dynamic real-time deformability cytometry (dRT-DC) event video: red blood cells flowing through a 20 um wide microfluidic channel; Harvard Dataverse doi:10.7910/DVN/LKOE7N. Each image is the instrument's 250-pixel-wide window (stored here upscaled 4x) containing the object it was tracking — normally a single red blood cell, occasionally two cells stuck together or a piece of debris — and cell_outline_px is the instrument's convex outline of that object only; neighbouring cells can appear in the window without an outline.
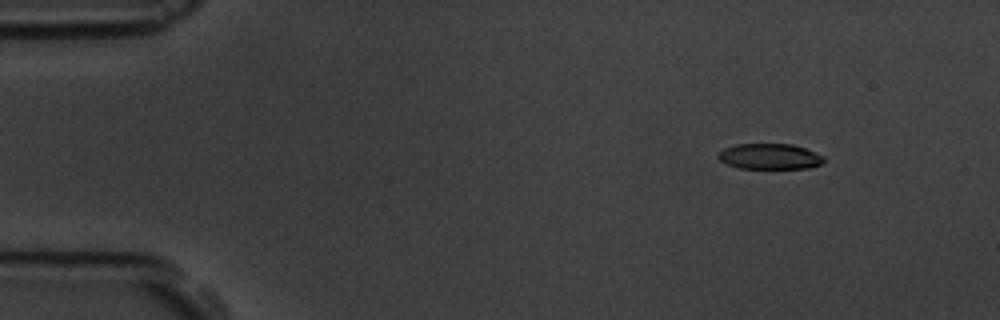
{"species": "common noctule bat (a hibernating species)", "species_latin": "Nyctalus noctula", "temperature_condition": "room temperature", "stored_images_in_passage": 57, "camera_frame_rate_fps": 3000, "um_per_image_px": 0.085, "animal": {"sex": "male", "body_mass_g": 19.5, "forearm_length_mm": 54.6}, "frame": {"image": 1, "passage_image": 6, "time_ms": 1.667, "image_size_px": [1000, 320], "cell_outline_px": [[824, 160], [820, 164], [808, 168], [740, 168], [728, 164], [720, 160], [716, 156], [724, 148], [736, 144], [792, 144], [804, 148], [824, 156]], "centroid_in_image_um": [65.41, 13.29], "position_along_channel_um": 19.6, "area_um2": 15.61}}
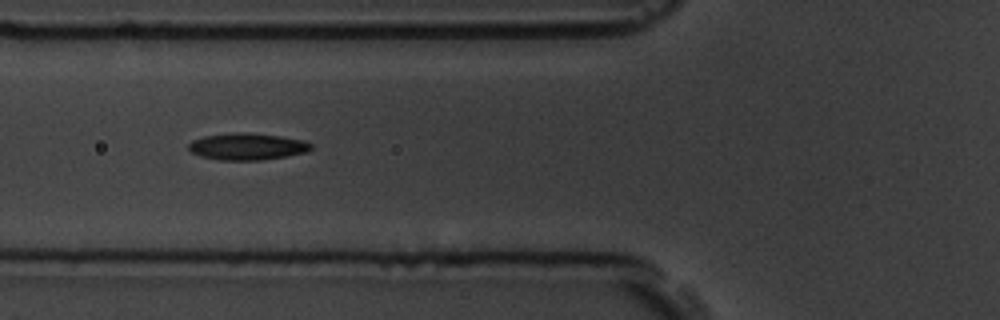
{"frame": {"image": 2, "passage_image": 21, "time_ms": 6.667, "image_size_px": [1000, 320], "cell_outline_px": [[312, 148], [308, 152], [288, 156], [260, 160], [220, 160], [200, 156], [192, 152], [188, 148], [188, 144], [192, 140], [204, 136], [236, 132], [244, 132], [280, 136], [304, 140], [312, 144]], "centroid_in_image_um": [21.03, 12.45], "position_along_channel_um": 104.8, "area_um2": 19.19}}
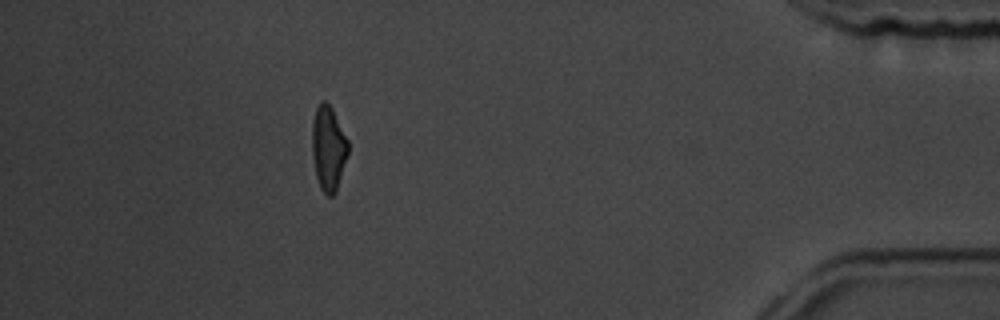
{"frame": {"image": 3, "passage_image": 51, "time_ms": 16.667, "image_size_px": [1000, 320], "cell_outline_px": [[348, 152], [336, 192], [332, 196], [328, 196], [320, 188], [316, 176], [312, 152], [312, 124], [316, 108], [320, 100], [324, 100], [332, 108], [348, 140]], "centroid_in_image_um": [27.9, 12.59], "position_along_channel_um": 407.3, "area_um2": 17.69}, "authors_computed_cell_mechanics": {"area_um2": 17.918, "velocity_mm_per_s": 3.5421, "shape_relaxation_time_tau1_ms": 3.7081, "shape_relaxation_time_tau2_ms": 2.7078, "deformation_change_tau1": 0.1423, "deformation_change_tau2": 0.0873}}